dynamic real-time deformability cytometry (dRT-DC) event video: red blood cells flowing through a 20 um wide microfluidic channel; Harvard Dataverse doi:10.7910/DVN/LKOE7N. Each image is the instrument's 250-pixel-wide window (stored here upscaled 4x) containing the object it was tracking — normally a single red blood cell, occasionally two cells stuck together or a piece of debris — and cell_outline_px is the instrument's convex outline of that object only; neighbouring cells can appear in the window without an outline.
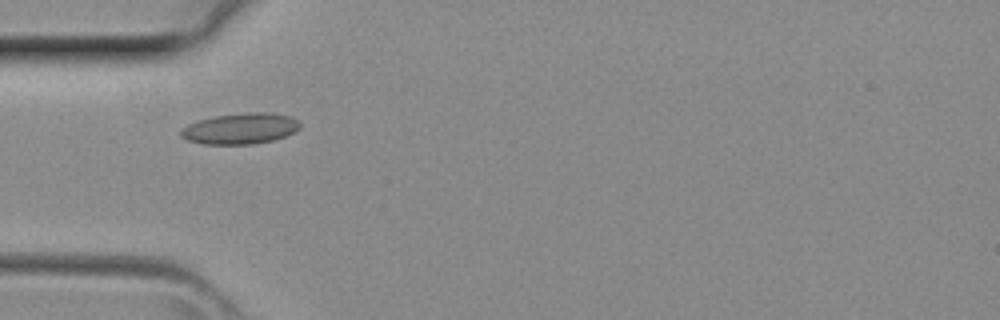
{"species": "common noctule bat (a hibernating species)", "species_latin": "Nyctalus noctula", "temperature_condition": "room temperature", "stored_images_in_passage": 4, "camera_frame_rate_fps": 3000, "um_per_image_px": 0.085, "animal": {"sex": "female", "body_mass_g": 29.2, "forearm_length_mm": 56.3}, "frame": {"image": 1, "passage_image": 3, "time_ms": 0.667, "image_size_px": [1000, 320], "cell_outline_px": [[300, 128], [284, 136], [272, 140], [252, 144], [204, 144], [188, 140], [180, 136], [180, 128], [188, 124], [200, 120], [216, 116], [248, 112], [268, 112], [292, 116], [300, 120]], "centroid_in_image_um": [20.44, 10.92], "position_along_channel_um": 64.6, "area_um2": 21.44}}
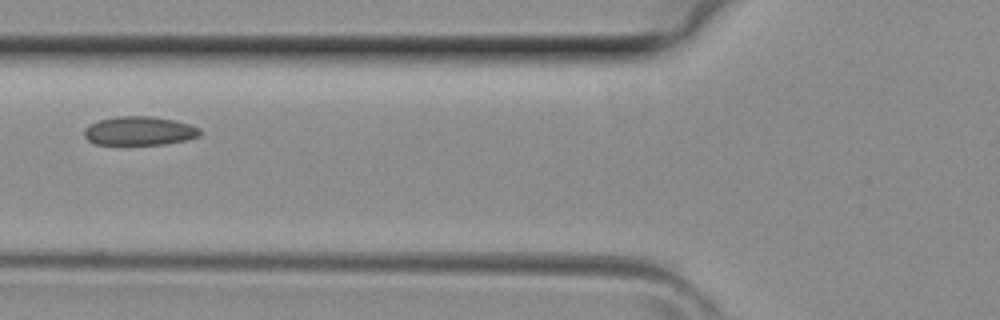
{"frame": {"image": 2, "passage_image": 4, "time_ms": 1.0, "image_size_px": [1000, 320], "cell_outline_px": [[200, 136], [184, 140], [164, 144], [96, 144], [88, 140], [84, 136], [84, 128], [88, 124], [100, 120], [116, 116], [152, 116], [172, 120], [188, 124], [200, 128]], "centroid_in_image_um": [11.81, 11.12], "position_along_channel_um": 114.0, "area_um2": 19.31}}